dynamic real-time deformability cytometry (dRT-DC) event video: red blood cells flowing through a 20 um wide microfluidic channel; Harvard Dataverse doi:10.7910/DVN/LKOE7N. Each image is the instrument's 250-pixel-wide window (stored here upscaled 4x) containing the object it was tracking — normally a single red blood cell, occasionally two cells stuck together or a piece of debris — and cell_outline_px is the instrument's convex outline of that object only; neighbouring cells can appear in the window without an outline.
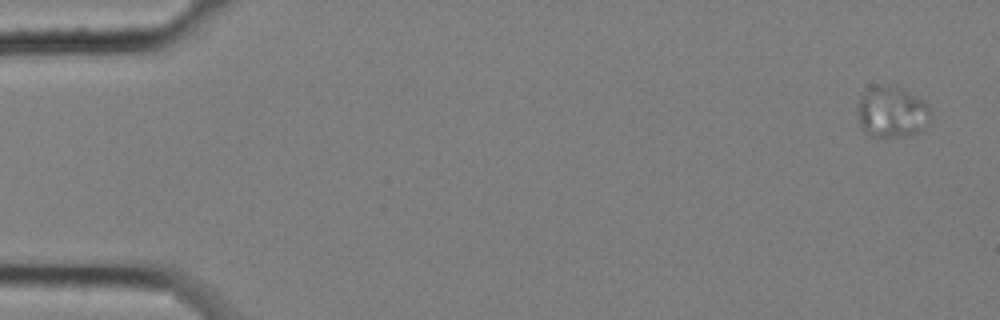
{"species": "common noctule bat (a hibernating species)", "species_latin": "Nyctalus noctula", "temperature_condition": "cold", "stored_images_in_passage": 4, "camera_frame_rate_fps": 3000, "um_per_image_px": 0.085, "animal": {"sex": "female", "body_mass_g": 25.1}, "frame": {"image": 1, "passage_image": 1, "time_ms": 0.0, "image_size_px": [1000, 320], "cell_outline_px": [[932, 112], [924, 132], [908, 136], [872, 136], [860, 124], [856, 112], [860, 96], [872, 88], [896, 88], [924, 100], [928, 104]], "centroid_in_image_um": [75.86, 9.59], "position_along_channel_um": 9.1, "area_um2": 21.27}}
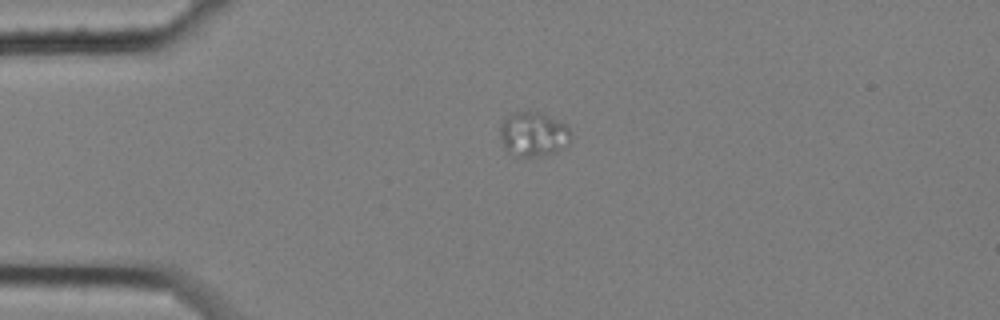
{"frame": {"image": 2, "passage_image": 3, "time_ms": 0.667, "image_size_px": [1000, 320], "cell_outline_px": [[572, 136], [568, 144], [556, 152], [536, 156], [520, 156], [504, 148], [500, 136], [500, 124], [504, 120], [516, 112], [536, 112], [548, 116], [564, 124], [568, 128]], "centroid_in_image_um": [45.34, 11.41], "position_along_channel_um": 39.7, "area_um2": 17.86}}